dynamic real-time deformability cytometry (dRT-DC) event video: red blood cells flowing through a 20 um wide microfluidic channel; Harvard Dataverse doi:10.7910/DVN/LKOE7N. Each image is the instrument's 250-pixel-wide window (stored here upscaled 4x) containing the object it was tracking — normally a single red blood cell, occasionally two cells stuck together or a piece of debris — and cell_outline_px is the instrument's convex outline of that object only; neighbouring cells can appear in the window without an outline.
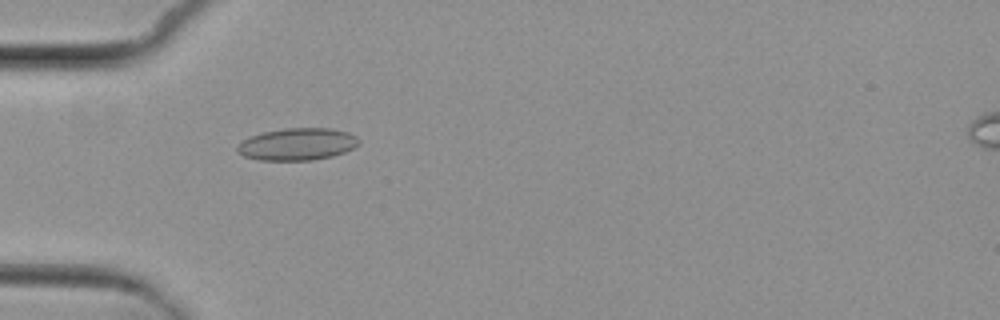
{"species": "common noctule bat (a hibernating species)", "species_latin": "Nyctalus noctula", "temperature_condition": "cold", "stored_images_in_passage": 3, "camera_frame_rate_fps": 3000, "um_per_image_px": 0.085, "animal": {"sex": "female", "body_mass_g": 29.2, "forearm_length_mm": 56.3}, "frame": {"image": 1, "passage_image": 2, "time_ms": 1.333, "image_size_px": [1000, 320], "cell_outline_px": [[360, 140], [352, 148], [344, 152], [332, 156], [312, 160], [260, 160], [244, 156], [236, 152], [236, 148], [244, 140], [252, 136], [264, 132], [284, 128], [332, 128], [348, 132], [356, 136]], "centroid_in_image_um": [25.27, 12.25], "position_along_channel_um": 59.7, "area_um2": 22.6}}
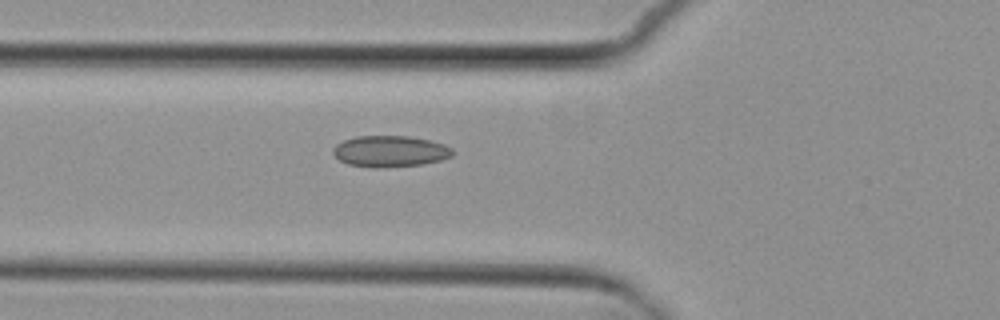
{"frame": {"image": 2, "passage_image": 3, "time_ms": 2.333, "image_size_px": [1000, 320], "cell_outline_px": [[456, 152], [452, 156], [440, 160], [420, 164], [376, 168], [348, 164], [340, 160], [332, 152], [332, 148], [336, 144], [344, 140], [356, 136], [408, 136], [428, 140], [444, 144], [452, 148]], "centroid_in_image_um": [33.16, 12.85], "position_along_channel_um": 92.6, "area_um2": 21.68}}